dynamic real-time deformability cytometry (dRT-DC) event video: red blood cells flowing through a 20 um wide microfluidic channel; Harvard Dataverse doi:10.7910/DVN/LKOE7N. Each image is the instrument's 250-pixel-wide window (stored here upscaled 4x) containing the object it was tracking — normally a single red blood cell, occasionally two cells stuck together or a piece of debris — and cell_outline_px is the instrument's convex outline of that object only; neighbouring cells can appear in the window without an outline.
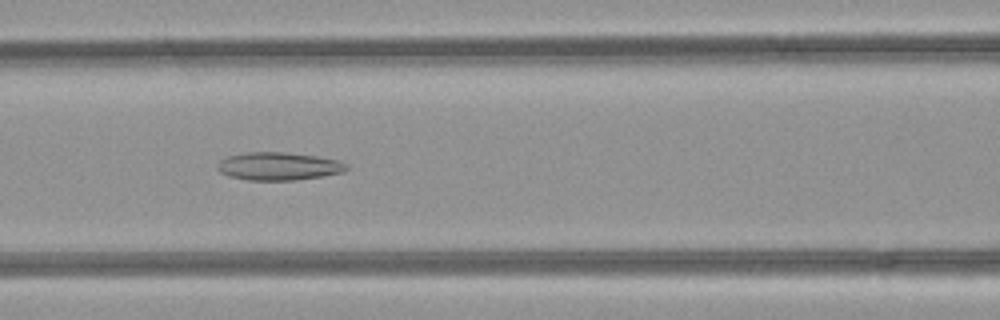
{"species": "common noctule bat (a hibernating species)", "species_latin": "Nyctalus noctula", "temperature_condition": "room temperature", "stored_images_in_passage": 48, "camera_frame_rate_fps": 3000, "um_per_image_px": 0.085, "animal": {"sex": "female", "body_mass_g": 21.9}, "frame": {"image": 1, "passage_image": 20, "time_ms": 6.333, "image_size_px": [1000, 320], "cell_outline_px": [[348, 168], [344, 172], [324, 176], [296, 180], [248, 180], [228, 176], [220, 172], [216, 168], [216, 164], [220, 160], [228, 156], [244, 152], [284, 152], [320, 156], [340, 160], [348, 164]], "centroid_in_image_um": [23.7, 14.12], "position_along_channel_um": 142.9, "area_um2": 21.39}}
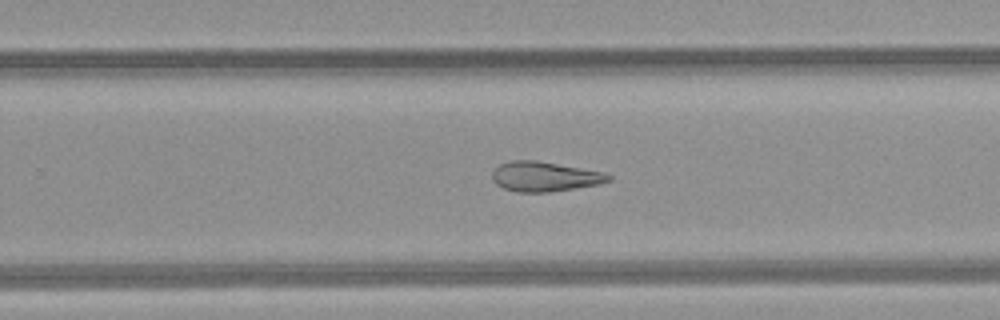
{"frame": {"image": 2, "passage_image": 30, "time_ms": 9.667, "image_size_px": [1000, 320], "cell_outline_px": [[612, 180], [600, 184], [548, 192], [516, 192], [504, 188], [496, 184], [492, 180], [492, 172], [500, 164], [512, 160], [536, 160], [604, 172], [612, 176]], "centroid_in_image_um": [46.3, 15.01], "position_along_channel_um": 283.5, "area_um2": 20.17}}
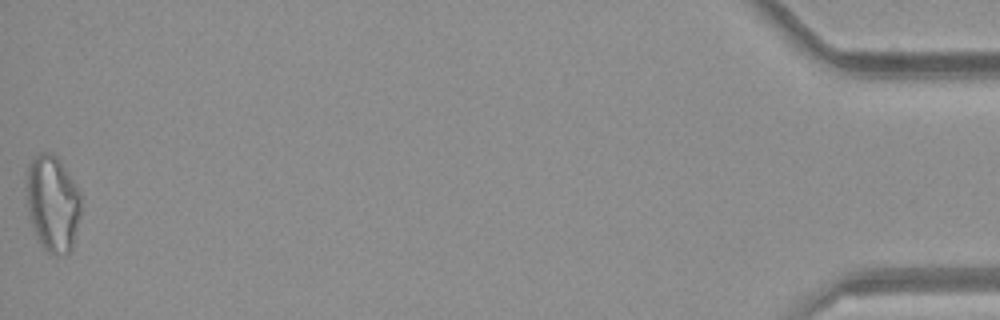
{"frame": {"image": 3, "passage_image": 48, "time_ms": 15.667, "image_size_px": [1000, 320], "cell_outline_px": [[80, 216], [72, 248], [68, 252], [56, 256], [48, 252], [40, 244], [36, 236], [28, 212], [24, 184], [28, 164], [40, 152], [52, 152], [56, 156], [80, 192]], "centroid_in_image_um": [4.44, 17.28], "position_along_channel_um": 430.8, "area_um2": 30.75}, "authors_computed_cell_mechanics": {"area_um2": 24.5361, "velocity_mm_per_s": 4.2378, "shape_relaxation_time_tau1_ms": null, "shape_relaxation_time_tau2_ms": 6.4941, "deformation_change_tau1": null, "deformation_change_tau2": 0.1809}}